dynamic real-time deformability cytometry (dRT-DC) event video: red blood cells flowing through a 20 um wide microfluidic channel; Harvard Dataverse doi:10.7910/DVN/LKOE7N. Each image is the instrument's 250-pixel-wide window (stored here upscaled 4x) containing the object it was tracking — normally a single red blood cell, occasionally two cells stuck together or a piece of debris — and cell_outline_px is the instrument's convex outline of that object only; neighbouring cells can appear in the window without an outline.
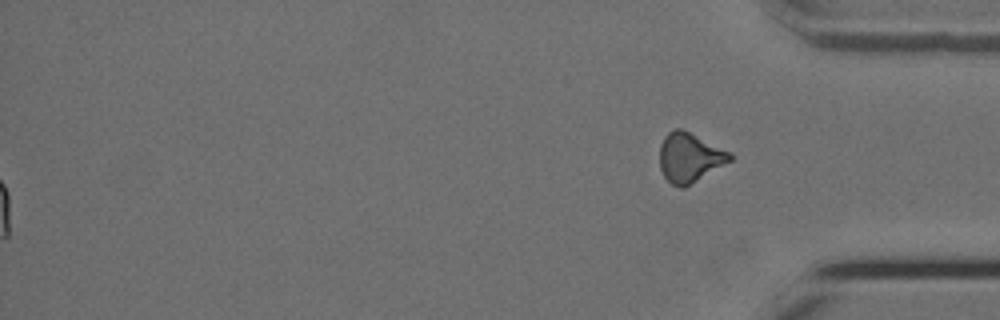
{"species": "Egyptian fruit bat (a non-hibernating species)", "species_latin": "Rousettus aegyptiacus", "temperature_condition": "cold", "stored_images_in_passage": 46, "segment_of_instrument_passage": [2, 2], "camera_frame_rate_fps": 3000, "um_per_image_px": 0.085, "animal": {"sex": "female"}, "frame": {"image": 1, "passage_image": 46, "time_ms": 15.0, "image_size_px": [1000, 320], "cell_outline_px": [[732, 160], [684, 188], [680, 188], [672, 184], [664, 176], [660, 168], [660, 144], [664, 136], [672, 128], [684, 128], [732, 152]], "centroid_in_image_um": [58.62, 13.35], "position_along_channel_um": 376.6, "area_um2": 20.58}}